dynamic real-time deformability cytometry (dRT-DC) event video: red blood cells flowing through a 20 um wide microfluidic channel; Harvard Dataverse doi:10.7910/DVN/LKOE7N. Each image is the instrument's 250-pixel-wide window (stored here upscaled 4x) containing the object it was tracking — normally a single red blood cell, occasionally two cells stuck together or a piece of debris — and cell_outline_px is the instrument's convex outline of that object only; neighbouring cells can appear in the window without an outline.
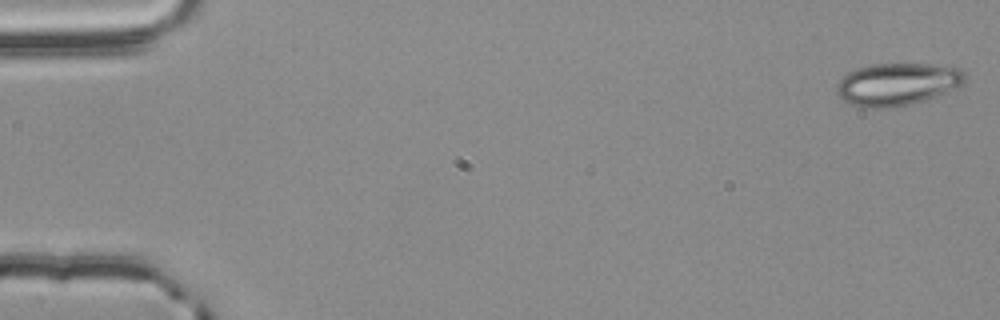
{"species": "common noctule bat (a hibernating species)", "species_latin": "Nyctalus noctula", "temperature_condition": "room temperature", "stored_images_in_passage": 55, "camera_frame_rate_fps": 3000, "um_per_image_px": 0.085, "animal": {"sex": "male", "body_mass_g": 20.4}, "frame": {"image": 1, "passage_image": 1, "time_ms": 0.0, "image_size_px": [1000, 320], "cell_outline_px": [[964, 84], [948, 92], [912, 104], [888, 108], [864, 108], [852, 104], [844, 100], [836, 92], [836, 84], [848, 72], [856, 68], [872, 64], [956, 64], [964, 68]], "centroid_in_image_um": [76.34, 7.13], "position_along_channel_um": 8.7, "area_um2": 32.31}}
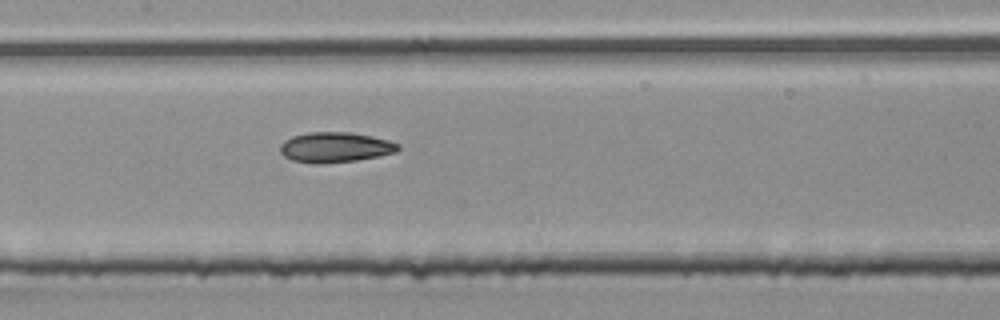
{"frame": {"image": 2, "passage_image": 27, "time_ms": 8.667, "image_size_px": [1000, 320], "cell_outline_px": [[400, 148], [396, 152], [356, 160], [320, 164], [312, 164], [292, 160], [284, 156], [280, 152], [280, 144], [284, 140], [292, 136], [308, 132], [348, 132], [372, 136], [388, 140], [400, 144]], "centroid_in_image_um": [28.46, 12.52], "position_along_channel_um": 178.9, "area_um2": 20.81}}
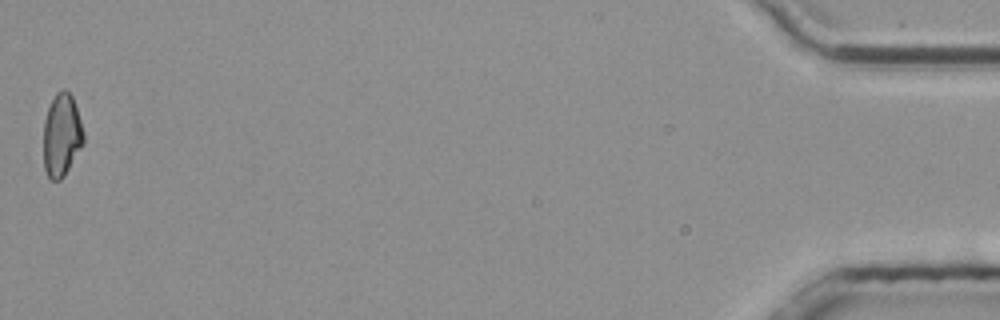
{"frame": {"image": 3, "passage_image": 55, "time_ms": 18.0, "image_size_px": [1000, 320], "cell_outline_px": [[84, 144], [64, 176], [60, 180], [52, 180], [48, 176], [44, 168], [44, 120], [48, 108], [56, 92], [64, 88], [72, 96], [84, 132]], "centroid_in_image_um": [5.25, 11.5], "position_along_channel_um": 430.0, "area_um2": 19.31}, "authors_computed_cell_mechanics": {"area_um2": 20.1722, "velocity_mm_per_s": 3.7876, "shape_relaxation_time_tau1_ms": null, "shape_relaxation_time_tau2_ms": 3.0777, "deformation_change_tau1": null, "deformation_change_tau2": 0.0922}}